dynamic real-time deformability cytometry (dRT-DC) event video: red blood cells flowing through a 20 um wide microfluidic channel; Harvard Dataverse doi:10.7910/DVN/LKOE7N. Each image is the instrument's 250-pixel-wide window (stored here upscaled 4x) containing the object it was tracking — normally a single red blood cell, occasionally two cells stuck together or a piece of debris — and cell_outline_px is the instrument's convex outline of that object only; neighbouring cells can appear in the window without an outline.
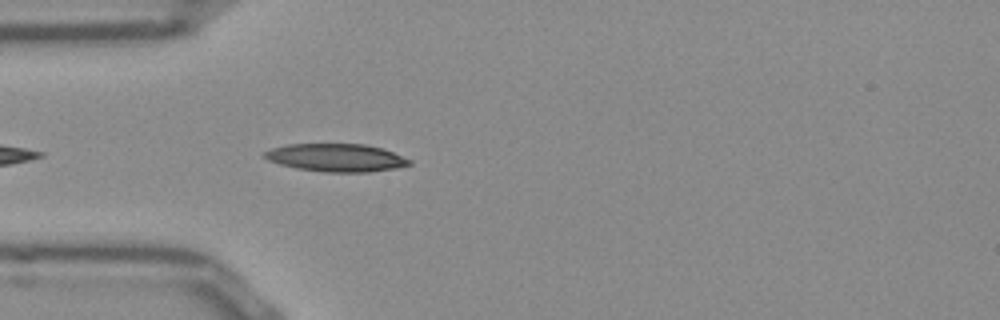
{"species": "Egyptian fruit bat (a non-hibernating species)", "species_latin": "Rousettus aegyptiacus", "temperature_condition": "room temperature", "stored_images_in_passage": 15, "camera_frame_rate_fps": 3000, "um_per_image_px": 0.085, "frame": {"image": 1, "passage_image": 1, "time_ms": 0.0, "image_size_px": [1000, 320], "cell_outline_px": [[412, 164], [396, 168], [368, 172], [324, 172], [296, 168], [280, 164], [268, 160], [264, 156], [264, 152], [272, 148], [288, 144], [364, 144], [384, 148], [412, 160]], "centroid_in_image_um": [28.61, 13.4], "position_along_channel_um": 56.4, "area_um2": 23.58}}